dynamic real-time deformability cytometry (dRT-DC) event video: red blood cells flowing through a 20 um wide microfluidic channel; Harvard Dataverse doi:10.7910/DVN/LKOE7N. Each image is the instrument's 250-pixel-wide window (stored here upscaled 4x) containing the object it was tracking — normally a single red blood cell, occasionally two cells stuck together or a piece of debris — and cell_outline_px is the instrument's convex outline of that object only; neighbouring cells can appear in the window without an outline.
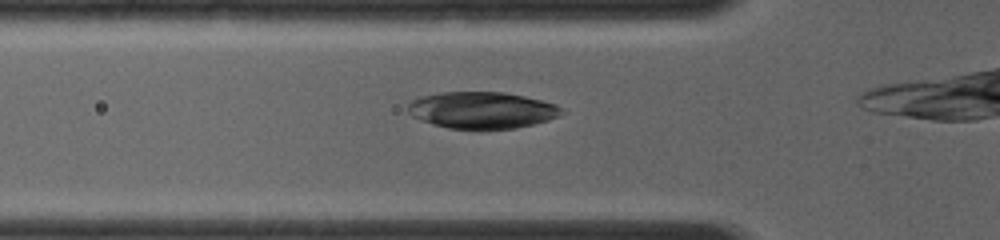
{"species": "common noctule bat (a hibernating species)", "species_latin": "Nyctalus noctula", "temperature_condition": "room temperature", "stored_images_in_passage": 14, "camera_frame_rate_fps": 4000, "um_per_image_px": 0.085, "animal": {"sex": "female", "body_mass_g": 19.0, "forearm_length_mm": 56.7}, "frame": {"image": 1, "passage_image": 3, "time_ms": 0.75, "image_size_px": [1000, 240], "cell_outline_px": [[564, 112], [560, 116], [548, 120], [516, 128], [480, 132], [448, 128], [432, 124], [420, 120], [412, 116], [408, 112], [408, 104], [412, 100], [420, 96], [444, 92], [504, 92], [524, 96], [556, 104]], "centroid_in_image_um": [40.95, 9.4], "position_along_channel_um": 84.9, "area_um2": 33.58}}
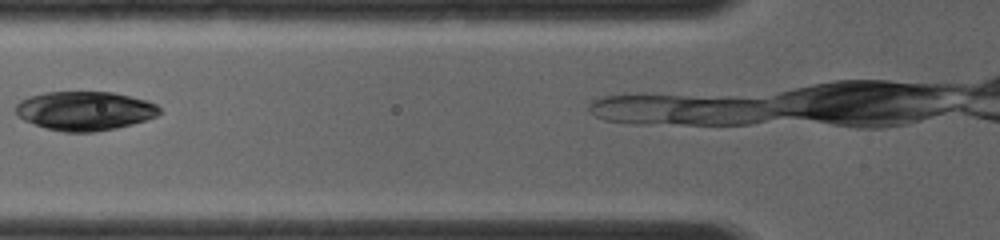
{"frame": {"image": 2, "passage_image": 5, "time_ms": 1.5, "image_size_px": [1000, 240], "cell_outline_px": [[160, 112], [156, 116], [132, 124], [116, 128], [92, 132], [64, 132], [44, 128], [24, 120], [16, 112], [16, 104], [20, 100], [28, 96], [44, 92], [112, 92], [148, 100], [156, 104], [160, 108]], "centroid_in_image_um": [7.19, 9.41], "position_along_channel_um": 118.6, "area_um2": 32.71}}
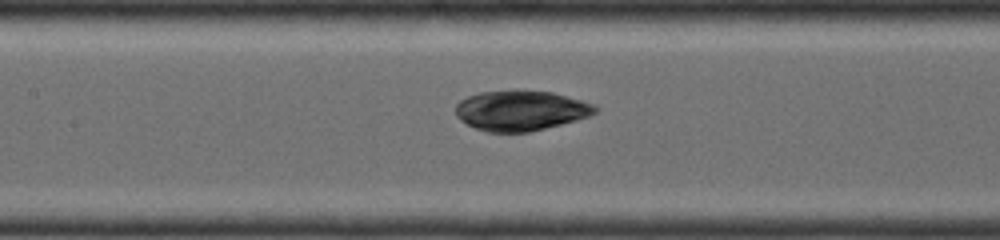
{"frame": {"image": 3, "passage_image": 8, "time_ms": 2.5, "image_size_px": [1000, 240], "cell_outline_px": [[600, 108], [596, 112], [588, 116], [576, 120], [528, 132], [488, 132], [476, 128], [460, 120], [456, 116], [456, 104], [460, 100], [468, 96], [480, 92], [516, 88], [552, 92], [596, 104]], "centroid_in_image_um": [44.26, 9.36], "position_along_channel_um": 163.1, "area_um2": 33.06}}